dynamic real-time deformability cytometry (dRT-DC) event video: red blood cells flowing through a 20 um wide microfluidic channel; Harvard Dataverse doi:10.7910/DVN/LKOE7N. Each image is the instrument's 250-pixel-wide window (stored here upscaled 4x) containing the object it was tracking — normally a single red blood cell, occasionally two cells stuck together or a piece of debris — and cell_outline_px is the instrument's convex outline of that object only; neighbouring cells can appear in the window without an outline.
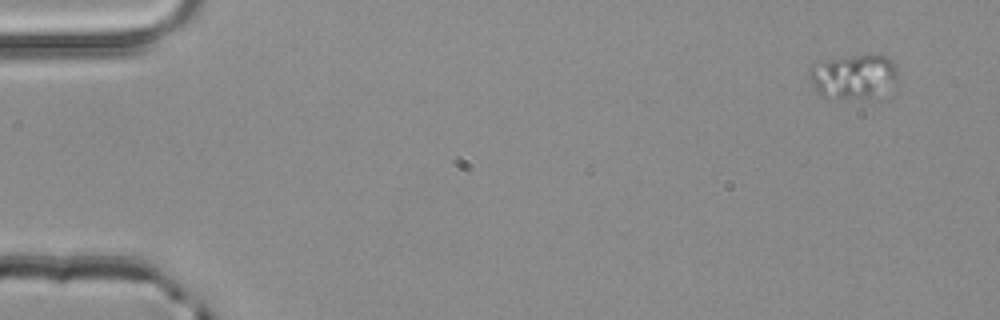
{"species": "common noctule bat (a hibernating species)", "species_latin": "Nyctalus noctula", "temperature_condition": "room temperature", "stored_images_in_passage": 2, "camera_frame_rate_fps": 3000, "um_per_image_px": 0.085, "animal": {"sex": "male", "body_mass_g": 20.4}, "frame": {"image": 1, "passage_image": 2, "time_ms": 0.333, "image_size_px": [1000, 320], "cell_outline_px": [[900, 80], [896, 84], [868, 96], [820, 96], [816, 92], [812, 84], [808, 68], [812, 64], [828, 60], [856, 56], [884, 56], [892, 60], [896, 68]], "centroid_in_image_um": [72.54, 6.46], "position_along_channel_um": 12.5, "area_um2": 21.85}}